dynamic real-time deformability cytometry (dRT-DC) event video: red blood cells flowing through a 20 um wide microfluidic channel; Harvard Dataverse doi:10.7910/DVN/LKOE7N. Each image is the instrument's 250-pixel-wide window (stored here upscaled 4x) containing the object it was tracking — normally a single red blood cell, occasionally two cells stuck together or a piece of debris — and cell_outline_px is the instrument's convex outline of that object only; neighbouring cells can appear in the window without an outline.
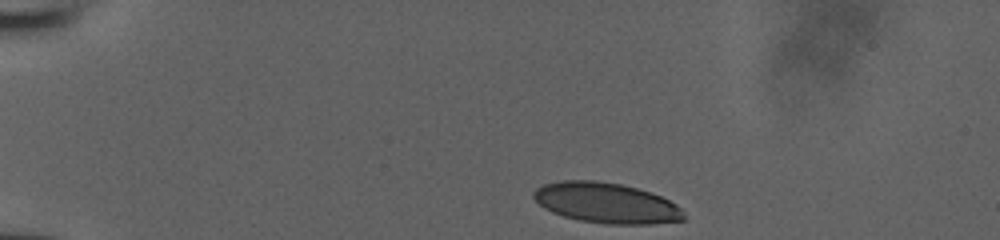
{"species": "human", "species_latin": "Homo sapiens", "temperature_condition": "room temperature", "stored_images_in_passage": 35, "camera_frame_rate_fps": 3000, "um_per_image_px": 0.085, "donor": {"sex": "male"}, "frame": {"image": 1, "passage_image": 1, "time_ms": 0.0, "image_size_px": [1000, 240], "cell_outline_px": [[684, 220], [652, 224], [608, 224], [580, 220], [564, 216], [552, 212], [544, 208], [532, 196], [532, 192], [536, 188], [544, 184], [560, 180], [596, 180], [620, 184], [652, 192], [676, 204], [684, 212]], "centroid_in_image_um": [51.52, 17.24], "position_along_channel_um": 33.5, "area_um2": 35.37}}
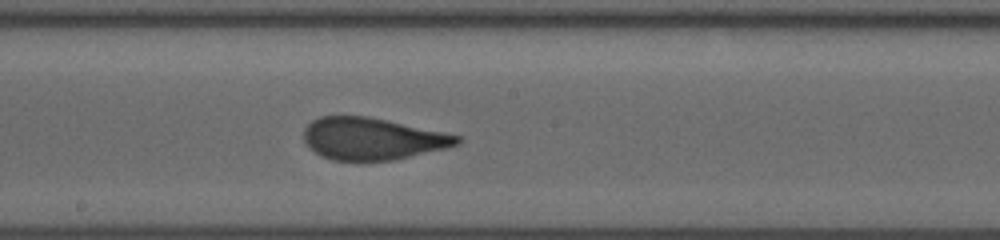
{"frame": {"image": 2, "passage_image": 20, "time_ms": 6.333, "image_size_px": [1000, 240], "cell_outline_px": [[464, 140], [460, 144], [448, 148], [396, 160], [332, 160], [316, 152], [304, 140], [304, 128], [312, 120], [320, 116], [368, 116], [388, 120], [444, 132], [460, 136]], "centroid_in_image_um": [31.71, 11.79], "position_along_channel_um": 216.5, "area_um2": 37.57}}
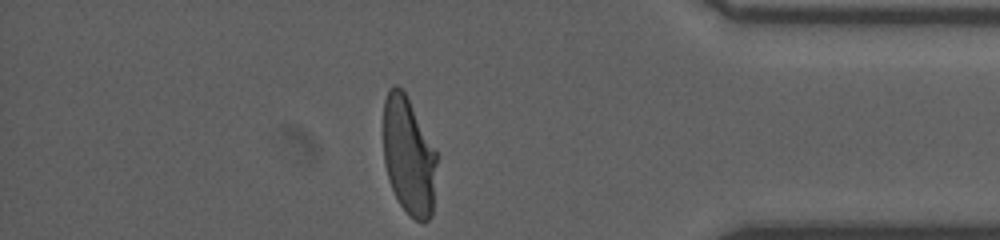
{"frame": {"image": 3, "passage_image": 35, "time_ms": 11.333, "image_size_px": [1000, 240], "cell_outline_px": [[436, 164], [432, 216], [428, 220], [416, 220], [408, 216], [400, 204], [388, 180], [384, 164], [384, 100], [388, 88], [392, 84], [396, 84], [404, 92], [436, 152]], "centroid_in_image_um": [34.71, 13.28], "position_along_channel_um": 400.5, "area_um2": 36.3}}